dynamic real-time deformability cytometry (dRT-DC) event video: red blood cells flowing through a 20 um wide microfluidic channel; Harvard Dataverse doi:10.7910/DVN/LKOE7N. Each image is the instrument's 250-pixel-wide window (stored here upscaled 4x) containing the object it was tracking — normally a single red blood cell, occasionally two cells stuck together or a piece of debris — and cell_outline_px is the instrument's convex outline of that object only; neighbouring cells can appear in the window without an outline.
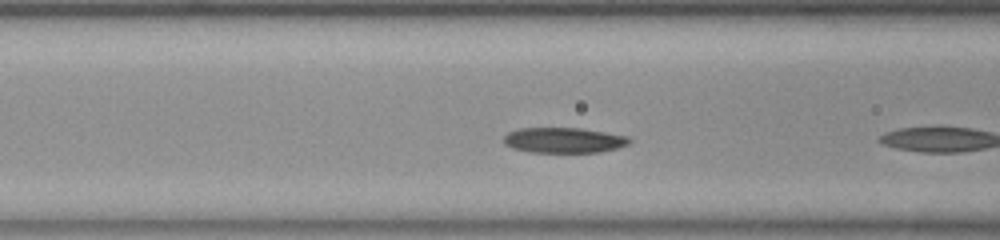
{"species": "common noctule bat (a hibernating species)", "species_latin": "Nyctalus noctula", "temperature_condition": "room temperature", "stored_images_in_passage": 7, "camera_frame_rate_fps": 3000, "um_per_image_px": 0.085, "animal": {"sex": "female", "body_mass_g": 23.0, "forearm_length_mm": 53.4}, "frame": {"image": 1, "passage_image": 6, "time_ms": 1.667, "image_size_px": [1000, 240], "cell_outline_px": [[632, 140], [628, 144], [616, 148], [600, 152], [532, 152], [512, 148], [504, 144], [504, 136], [508, 132], [520, 128], [580, 128], [628, 136]], "centroid_in_image_um": [47.91, 11.91], "position_along_channel_um": 118.7, "area_um2": 18.5}}